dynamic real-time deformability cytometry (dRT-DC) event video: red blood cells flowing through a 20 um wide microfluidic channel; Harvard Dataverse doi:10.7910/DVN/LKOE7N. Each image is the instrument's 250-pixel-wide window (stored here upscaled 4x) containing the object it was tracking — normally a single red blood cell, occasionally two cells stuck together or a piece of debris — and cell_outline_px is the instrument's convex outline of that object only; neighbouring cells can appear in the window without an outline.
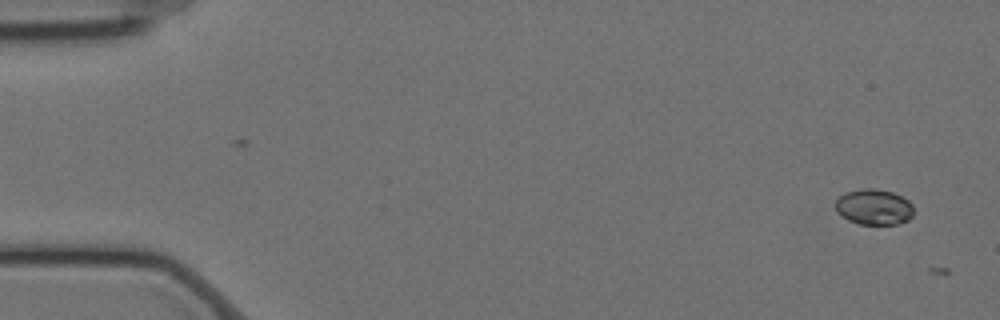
{"species": "Egyptian fruit bat (a non-hibernating species)", "species_latin": "Rousettus aegyptiacus", "temperature_condition": "cold", "stored_images_in_passage": 2, "camera_frame_rate_fps": 3000, "um_per_image_px": 0.085, "animal": {"sex": "female"}, "frame": {"image": 1, "passage_image": 1, "time_ms": 0.0, "image_size_px": [1000, 320], "cell_outline_px": [[912, 216], [908, 220], [896, 224], [860, 224], [848, 220], [836, 212], [836, 200], [844, 192], [860, 188], [876, 188], [892, 192], [908, 200], [912, 204]], "centroid_in_image_um": [74.26, 17.58], "position_along_channel_um": 10.7, "area_um2": 16.3}}